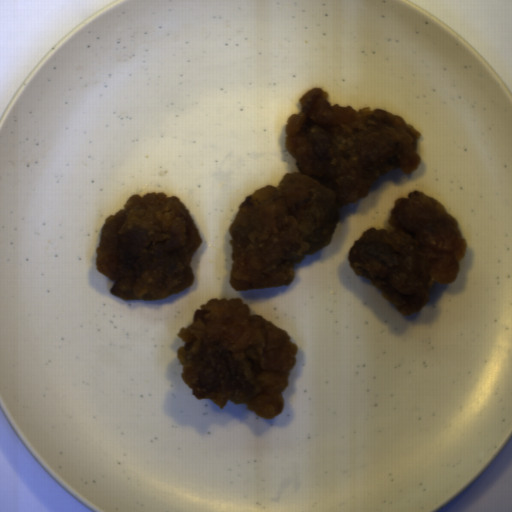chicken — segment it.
<instances>
[{"label":"chicken","mask_w":512,"mask_h":512,"mask_svg":"<svg viewBox=\"0 0 512 512\" xmlns=\"http://www.w3.org/2000/svg\"><path fill=\"white\" fill-rule=\"evenodd\" d=\"M203 242L184 204L163 192L132 195L101 228L96 269L124 301L164 300L193 286Z\"/></svg>","instance_id":"chicken-4"},{"label":"chicken","mask_w":512,"mask_h":512,"mask_svg":"<svg viewBox=\"0 0 512 512\" xmlns=\"http://www.w3.org/2000/svg\"><path fill=\"white\" fill-rule=\"evenodd\" d=\"M250 312L239 298L201 304L177 334L184 344L177 359L198 400L220 408L231 401L270 419L282 411L297 347L285 330Z\"/></svg>","instance_id":"chicken-2"},{"label":"chicken","mask_w":512,"mask_h":512,"mask_svg":"<svg viewBox=\"0 0 512 512\" xmlns=\"http://www.w3.org/2000/svg\"><path fill=\"white\" fill-rule=\"evenodd\" d=\"M467 242L459 222L422 191L394 201L389 227H370L349 248L357 276L381 288L399 314L421 311L435 285L452 284Z\"/></svg>","instance_id":"chicken-3"},{"label":"chicken","mask_w":512,"mask_h":512,"mask_svg":"<svg viewBox=\"0 0 512 512\" xmlns=\"http://www.w3.org/2000/svg\"><path fill=\"white\" fill-rule=\"evenodd\" d=\"M297 171L246 196L229 228L237 291L288 286L295 265L326 249L341 208L369 196L383 175L415 173L421 133L385 109L331 105L312 88L284 125Z\"/></svg>","instance_id":"chicken-1"}]
</instances>
